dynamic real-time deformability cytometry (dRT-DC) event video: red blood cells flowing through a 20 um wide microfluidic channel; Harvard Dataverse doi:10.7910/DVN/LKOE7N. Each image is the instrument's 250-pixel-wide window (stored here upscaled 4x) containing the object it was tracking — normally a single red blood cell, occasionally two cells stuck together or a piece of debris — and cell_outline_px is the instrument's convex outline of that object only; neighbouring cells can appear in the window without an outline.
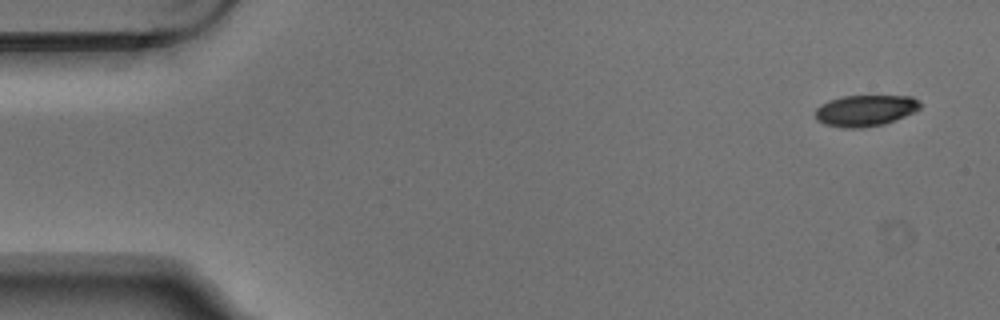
{"species": "Egyptian fruit bat (a non-hibernating species)", "species_latin": "Rousettus aegyptiacus", "temperature_condition": "warm", "stored_images_in_passage": 4, "camera_frame_rate_fps": 3000, "um_per_image_px": 0.085, "animal": {"sex": "male"}, "frame": {"image": 1, "passage_image": 1, "time_ms": 0.0, "image_size_px": [1000, 320], "cell_outline_px": [[920, 108], [904, 116], [884, 124], [860, 128], [844, 128], [824, 124], [816, 120], [816, 108], [820, 104], [828, 100], [844, 96], [912, 96], [920, 104]], "centroid_in_image_um": [73.5, 9.4], "position_along_channel_um": 11.5, "area_um2": 18.96}}
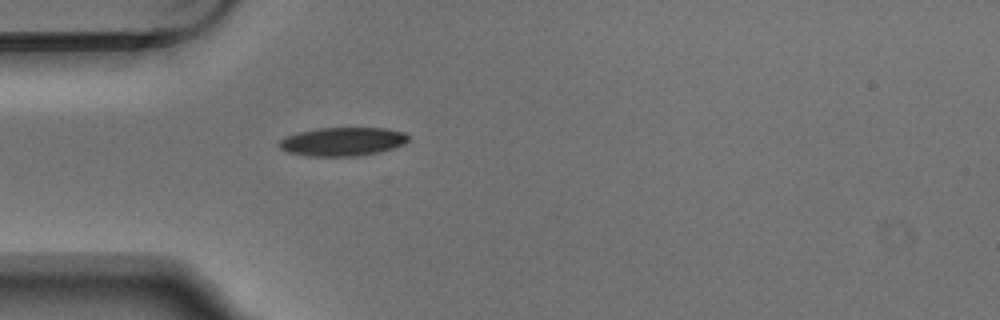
{"frame": {"image": 2, "passage_image": 4, "time_ms": 1.0, "image_size_px": [1000, 320], "cell_outline_px": [[408, 140], [404, 144], [380, 152], [356, 156], [304, 156], [288, 152], [280, 148], [276, 144], [280, 140], [296, 132], [316, 128], [384, 128], [404, 132], [408, 136]], "centroid_in_image_um": [29.08, 12.03], "position_along_channel_um": 55.9, "area_um2": 21.62}}